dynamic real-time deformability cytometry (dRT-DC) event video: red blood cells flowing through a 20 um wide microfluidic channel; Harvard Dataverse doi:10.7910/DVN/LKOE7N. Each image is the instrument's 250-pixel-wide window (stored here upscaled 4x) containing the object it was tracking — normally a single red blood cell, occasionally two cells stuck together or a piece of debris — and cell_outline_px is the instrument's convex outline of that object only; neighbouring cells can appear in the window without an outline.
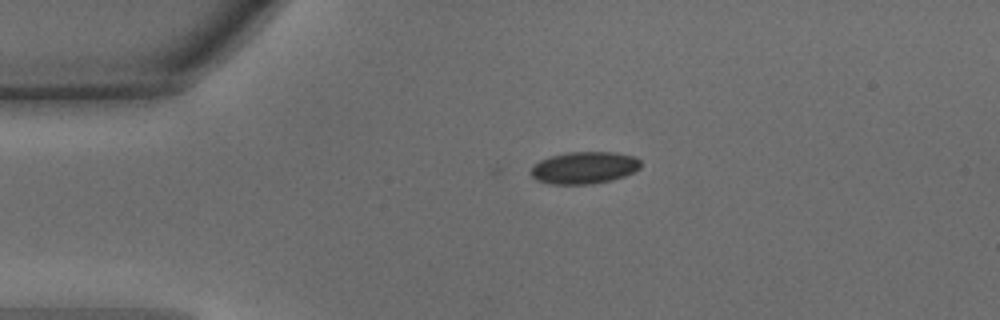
{"species": "common noctule bat (a hibernating species)", "species_latin": "Nyctalus noctula", "temperature_condition": "warm", "stored_images_in_passage": 4, "camera_frame_rate_fps": 3000, "um_per_image_px": 0.085, "animal": {"sex": "male", "body_mass_g": 15.6}, "frame": {"image": 1, "passage_image": 1, "time_ms": 0.0, "image_size_px": [1000, 320], "cell_outline_px": [[640, 168], [624, 176], [612, 180], [592, 184], [552, 184], [536, 180], [528, 172], [532, 164], [548, 156], [568, 152], [616, 152], [636, 156], [640, 160]], "centroid_in_image_um": [49.62, 14.25], "position_along_channel_um": 35.4, "area_um2": 20.87}}